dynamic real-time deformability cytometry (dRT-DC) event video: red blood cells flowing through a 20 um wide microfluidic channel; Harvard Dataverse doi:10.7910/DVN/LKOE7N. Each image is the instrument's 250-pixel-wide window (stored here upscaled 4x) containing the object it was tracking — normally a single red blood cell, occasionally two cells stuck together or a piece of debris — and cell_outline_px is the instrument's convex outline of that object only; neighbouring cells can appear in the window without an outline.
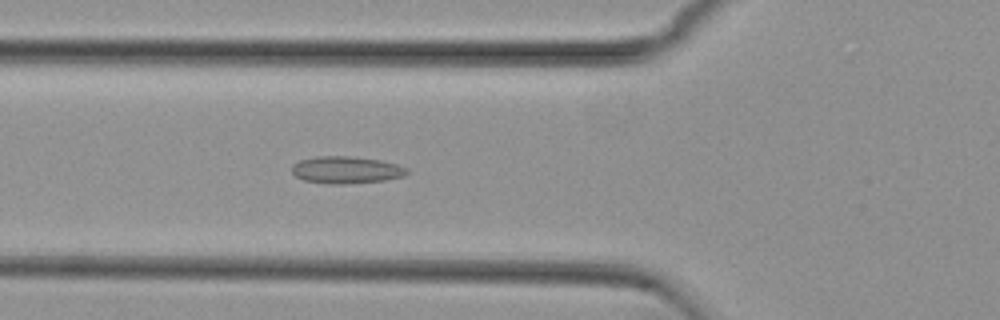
{"species": "common noctule bat (a hibernating species)", "species_latin": "Nyctalus noctula", "temperature_condition": "cold", "stored_images_in_passage": 52, "camera_frame_rate_fps": 3000, "um_per_image_px": 0.085, "animal": {"sex": "female", "body_mass_g": 29.2, "forearm_length_mm": 56.3}, "frame": {"image": 1, "passage_image": 17, "time_ms": 5.333, "image_size_px": [1000, 320], "cell_outline_px": [[408, 172], [404, 176], [384, 180], [344, 184], [328, 184], [304, 180], [296, 176], [292, 172], [292, 164], [300, 160], [316, 156], [352, 156], [380, 160], [396, 164], [408, 168]], "centroid_in_image_um": [29.41, 14.44], "position_along_channel_um": 96.4, "area_um2": 18.21}}
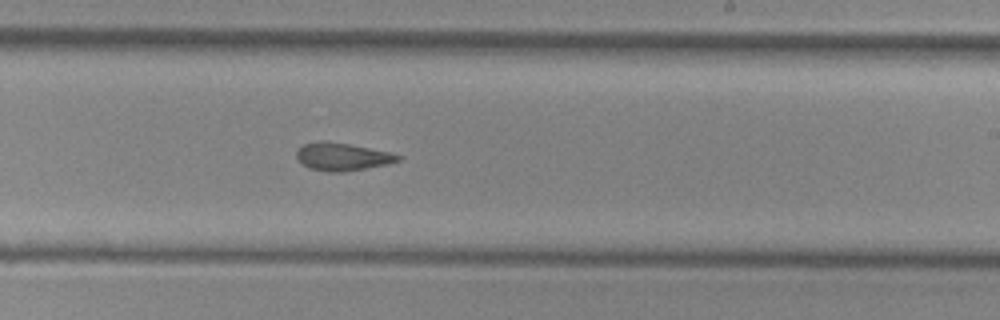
{"frame": {"image": 2, "passage_image": 30, "time_ms": 9.667, "image_size_px": [1000, 320], "cell_outline_px": [[400, 160], [388, 164], [344, 172], [328, 172], [308, 168], [296, 156], [296, 152], [304, 144], [316, 140], [324, 140], [348, 144], [388, 152], [400, 156]], "centroid_in_image_um": [29.06, 13.32], "position_along_channel_um": 259.9, "area_um2": 16.24}}
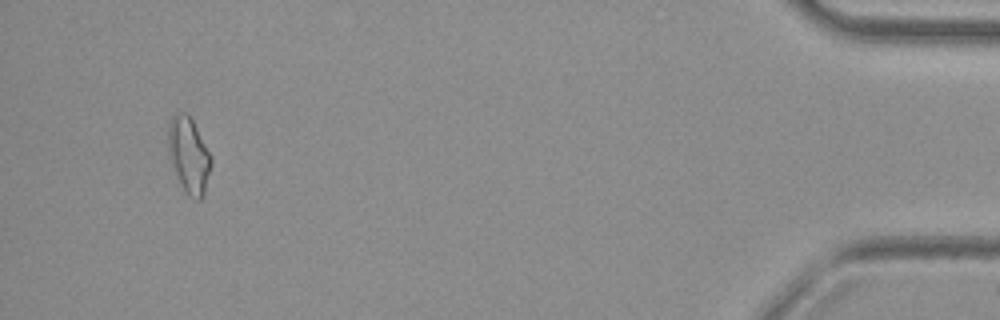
{"frame": {"image": 3, "passage_image": 49, "time_ms": 16.0, "image_size_px": [1000, 320], "cell_outline_px": [[212, 164], [204, 196], [200, 200], [196, 200], [188, 196], [184, 192], [176, 176], [168, 152], [168, 128], [172, 116], [180, 112], [184, 112], [192, 120], [212, 156]], "centroid_in_image_um": [16.06, 13.25], "position_along_channel_um": 419.1, "area_um2": 19.07}, "authors_computed_cell_mechanics": {"area_um2": 17.1955, "velocity_mm_per_s": 3.7708, "shape_relaxation_time_tau1_ms": null, "shape_relaxation_time_tau2_ms": 4.3008, "deformation_change_tau1": null, "deformation_change_tau2": 0.1116}}